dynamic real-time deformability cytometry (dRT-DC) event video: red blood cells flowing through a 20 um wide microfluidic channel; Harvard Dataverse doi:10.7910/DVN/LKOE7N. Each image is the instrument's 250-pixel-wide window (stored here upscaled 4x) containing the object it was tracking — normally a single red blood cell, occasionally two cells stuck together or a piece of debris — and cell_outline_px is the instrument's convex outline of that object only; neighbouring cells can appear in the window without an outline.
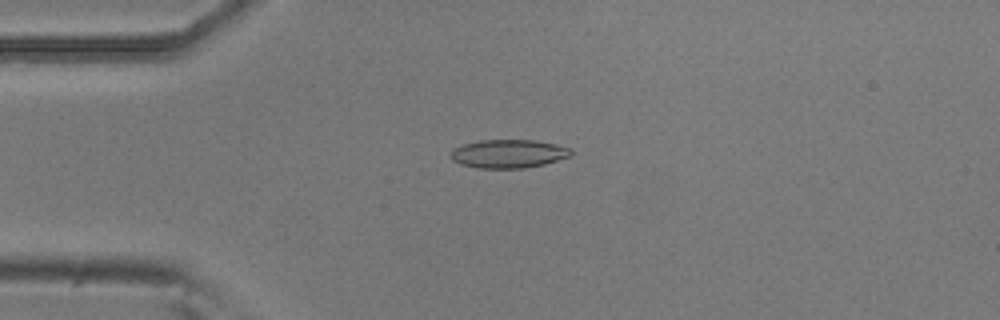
{"species": "common noctule bat (a hibernating species)", "species_latin": "Nyctalus noctula", "temperature_condition": "room temperature", "stored_images_in_passage": 53, "camera_frame_rate_fps": 3000, "um_per_image_px": 0.085, "animal": {"sex": "male", "body_mass_g": 20.5, "forearm_length_mm": 52.5}, "frame": {"image": 1, "passage_image": 13, "time_ms": 4.0, "image_size_px": [1000, 320], "cell_outline_px": [[572, 152], [568, 156], [544, 164], [524, 168], [480, 168], [460, 164], [452, 160], [452, 148], [464, 144], [480, 140], [532, 140], [556, 144], [572, 148]], "centroid_in_image_um": [43.21, 13.06], "position_along_channel_um": 41.8, "area_um2": 19.77}}
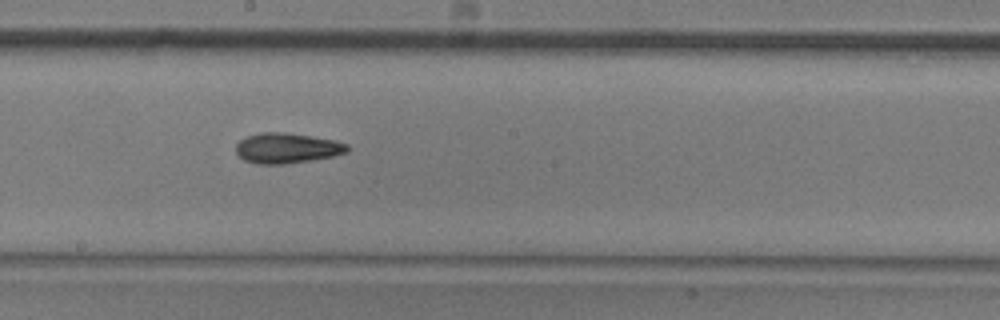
{"frame": {"image": 2, "passage_image": 29, "time_ms": 9.333, "image_size_px": [1000, 320], "cell_outline_px": [[348, 152], [332, 156], [284, 164], [256, 164], [244, 160], [236, 152], [236, 144], [240, 140], [248, 136], [260, 132], [284, 132], [336, 140], [348, 144]], "centroid_in_image_um": [24.38, 12.58], "position_along_channel_um": 223.8, "area_um2": 19.54}}
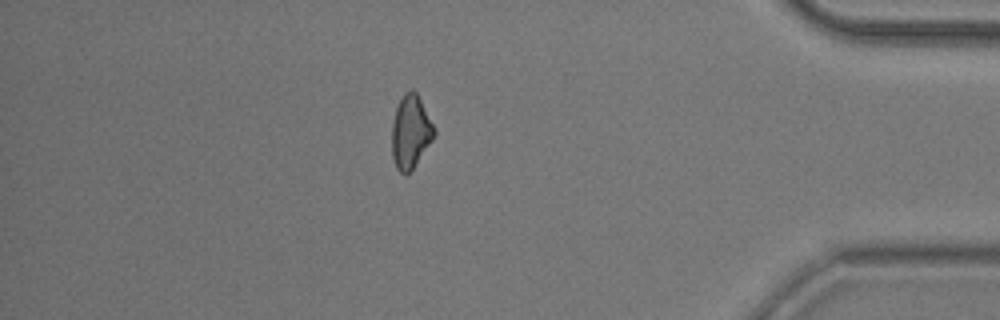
{"frame": {"image": 3, "passage_image": 46, "time_ms": 15.0, "image_size_px": [1000, 320], "cell_outline_px": [[436, 132], [432, 140], [412, 168], [408, 172], [400, 172], [396, 168], [392, 156], [392, 124], [396, 108], [404, 92], [412, 88], [416, 92], [436, 128]], "centroid_in_image_um": [34.9, 11.16], "position_along_channel_um": 400.3, "area_um2": 17.8}, "authors_computed_cell_mechanics": {"area_um2": 19.074, "velocity_mm_per_s": 3.7991, "shape_relaxation_time_tau1_ms": 5.2546, "shape_relaxation_time_tau2_ms": 5.7501, "deformation_change_tau1": 0.1369, "deformation_change_tau2": 0.1538}}